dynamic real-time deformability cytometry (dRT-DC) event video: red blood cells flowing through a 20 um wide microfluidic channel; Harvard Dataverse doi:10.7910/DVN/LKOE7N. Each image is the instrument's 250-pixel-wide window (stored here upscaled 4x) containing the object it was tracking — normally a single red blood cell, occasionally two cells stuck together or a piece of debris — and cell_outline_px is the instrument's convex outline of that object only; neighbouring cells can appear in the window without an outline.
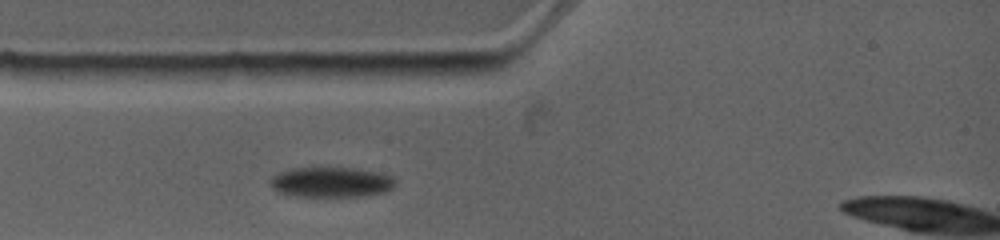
{"species": "common noctule bat (a hibernating species)", "species_latin": "Nyctalus noctula", "temperature_condition": "warm", "stored_images_in_passage": 3, "camera_frame_rate_fps": 4500, "um_per_image_px": 0.085, "animal": {"sex": "female", "body_mass_g": 19.0, "forearm_length_mm": 53.3}, "frame": {"image": 1, "passage_image": 2, "time_ms": 0.889, "image_size_px": [1000, 240], "cell_outline_px": [[396, 184], [392, 188], [384, 192], [364, 196], [296, 196], [280, 192], [272, 188], [268, 180], [272, 176], [288, 168], [312, 164], [320, 164], [384, 172], [392, 176], [396, 180]], "centroid_in_image_um": [28.12, 15.41], "position_along_channel_um": 56.9, "area_um2": 23.24}}